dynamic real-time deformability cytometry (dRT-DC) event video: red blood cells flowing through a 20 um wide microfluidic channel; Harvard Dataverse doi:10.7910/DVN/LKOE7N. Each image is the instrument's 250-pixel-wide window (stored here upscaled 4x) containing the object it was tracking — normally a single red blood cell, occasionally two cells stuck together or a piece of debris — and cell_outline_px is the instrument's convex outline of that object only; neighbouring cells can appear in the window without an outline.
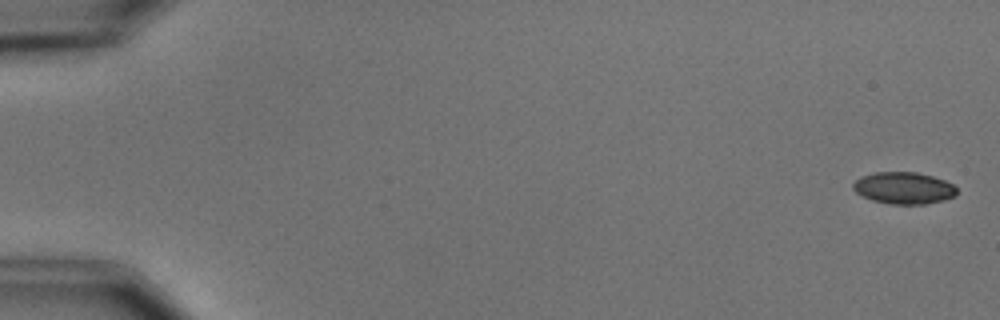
{"species": "common noctule bat (a hibernating species)", "species_latin": "Nyctalus noctula", "temperature_condition": "cold", "stored_images_in_passage": 8, "camera_frame_rate_fps": 3000, "um_per_image_px": 0.085, "animal": {"sex": "male", "body_mass_g": 15.6}, "frame": {"image": 1, "passage_image": 1, "time_ms": 0.0, "image_size_px": [1000, 320], "cell_outline_px": [[956, 196], [944, 200], [924, 204], [892, 204], [872, 200], [856, 192], [852, 188], [852, 184], [860, 176], [872, 172], [916, 172], [932, 176], [944, 180], [952, 184], [956, 188]], "centroid_in_image_um": [76.81, 15.97], "position_along_channel_um": 8.2, "area_um2": 19.25}}
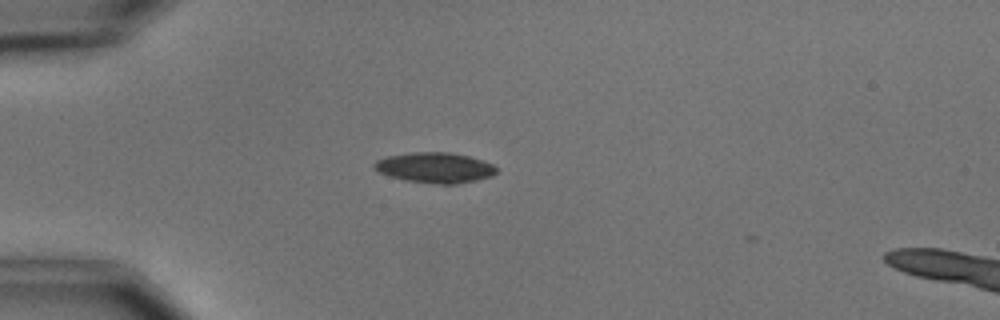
{"frame": {"image": 2, "passage_image": 5, "time_ms": 4.667, "image_size_px": [1000, 320], "cell_outline_px": [[496, 172], [492, 176], [476, 180], [456, 184], [440, 184], [404, 180], [380, 172], [372, 168], [372, 164], [376, 160], [388, 156], [412, 152], [448, 152], [468, 156], [492, 164], [496, 168]], "centroid_in_image_um": [36.94, 14.25], "position_along_channel_um": 48.1, "area_um2": 21.44}}
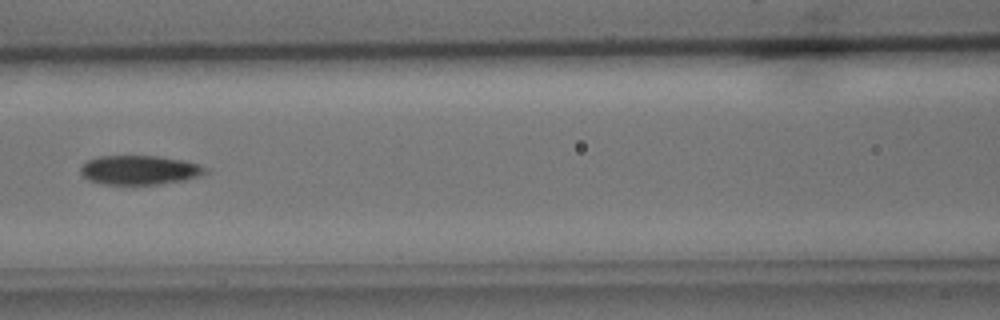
{"frame": {"image": 3, "passage_image": 8, "time_ms": 8.0, "image_size_px": [1000, 320], "cell_outline_px": [[212, 172], [200, 176], [184, 180], [160, 184], [104, 184], [88, 180], [80, 172], [80, 168], [88, 160], [96, 156], [156, 156], [184, 160], [212, 168]], "centroid_in_image_um": [11.94, 14.45], "position_along_channel_um": 154.7, "area_um2": 21.5}}